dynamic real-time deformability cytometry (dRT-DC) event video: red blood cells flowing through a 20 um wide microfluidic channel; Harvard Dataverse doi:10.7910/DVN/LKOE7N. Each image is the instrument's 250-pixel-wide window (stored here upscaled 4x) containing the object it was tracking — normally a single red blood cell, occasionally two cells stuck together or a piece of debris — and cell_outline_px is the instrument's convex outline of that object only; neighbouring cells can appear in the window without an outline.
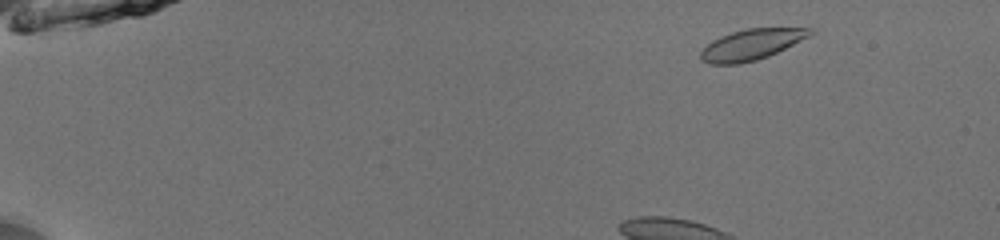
{"species": "common noctule bat (a hibernating species)", "species_latin": "Nyctalus noctula", "temperature_condition": "room temperature", "stored_images_in_passage": 47, "camera_frame_rate_fps": 3000, "um_per_image_px": 0.085, "animal": {"sex": "male", "body_mass_g": 13.0, "forearm_length_mm": 53.1}, "frame": {"image": 1, "passage_image": 3, "time_ms": 0.667, "image_size_px": [1000, 240], "cell_outline_px": [[816, 32], [768, 56], [756, 60], [740, 64], [708, 64], [700, 60], [700, 52], [712, 40], [720, 36], [732, 32], [748, 28], [816, 28]], "centroid_in_image_um": [63.84, 3.79], "position_along_channel_um": 21.2, "area_um2": 19.48}}
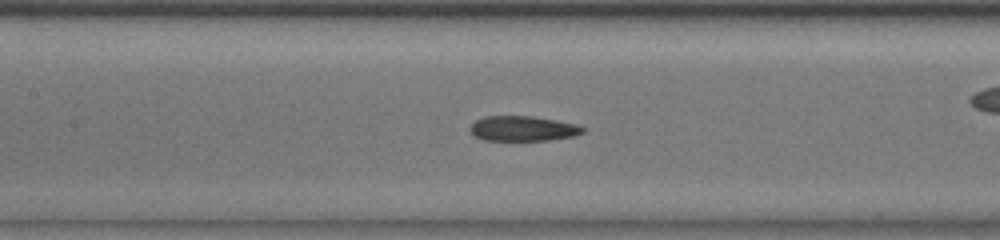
{"frame": {"image": 2, "passage_image": 20, "time_ms": 6.333, "image_size_px": [1000, 240], "cell_outline_px": [[584, 132], [572, 136], [548, 140], [484, 140], [476, 136], [472, 132], [472, 124], [476, 120], [484, 116], [532, 116], [556, 120], [576, 124], [584, 128]], "centroid_in_image_um": [44.46, 10.92], "position_along_channel_um": 162.9, "area_um2": 16.18}}
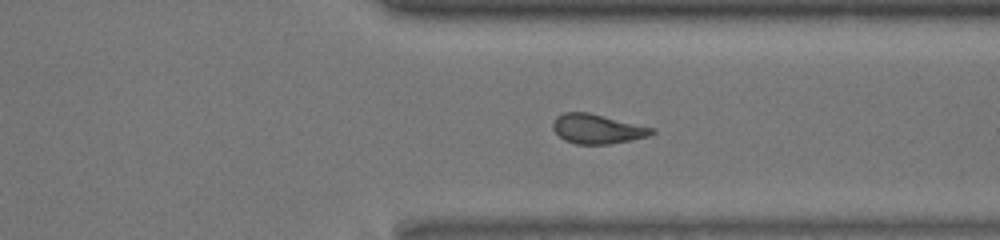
{"frame": {"image": 3, "passage_image": 35, "time_ms": 11.333, "image_size_px": [1000, 240], "cell_outline_px": [[656, 132], [648, 136], [632, 140], [608, 144], [576, 144], [564, 140], [552, 128], [552, 124], [556, 116], [564, 112], [588, 112], [656, 128]], "centroid_in_image_um": [50.79, 10.95], "position_along_channel_um": 360.6, "area_um2": 17.11}, "authors_computed_cell_mechanics": {"area_um2": 17.5712, "velocity_mm_per_s": 3.9658, "shape_relaxation_time_tau1_ms": null, "shape_relaxation_time_tau2_ms": 3.9728, "deformation_change_tau1": null, "deformation_change_tau2": 0.1127}}